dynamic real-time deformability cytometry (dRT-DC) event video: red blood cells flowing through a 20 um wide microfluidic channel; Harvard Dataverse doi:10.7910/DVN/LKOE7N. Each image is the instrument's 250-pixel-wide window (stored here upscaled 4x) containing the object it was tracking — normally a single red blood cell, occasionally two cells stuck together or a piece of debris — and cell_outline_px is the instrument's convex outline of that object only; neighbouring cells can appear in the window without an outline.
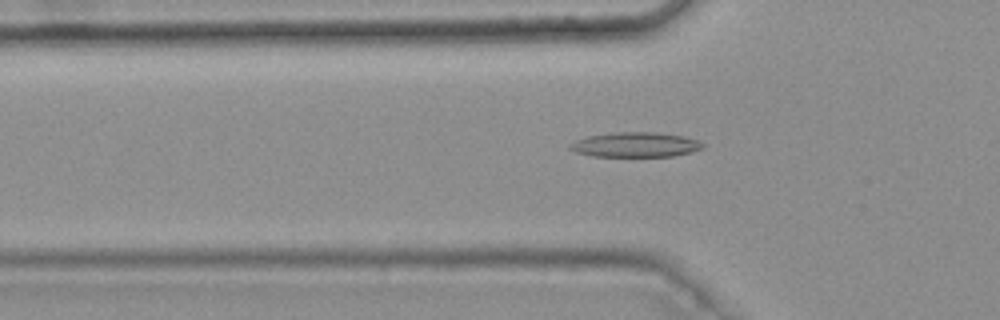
{"species": "common noctule bat (a hibernating species)", "species_latin": "Nyctalus noctula", "temperature_condition": "warm", "stored_images_in_passage": 40, "camera_frame_rate_fps": 3000, "um_per_image_px": 0.085, "animal": {"sex": "female", "body_mass_g": 25.1}, "frame": {"image": 1, "passage_image": 10, "time_ms": 3.0, "image_size_px": [1000, 320], "cell_outline_px": [[704, 148], [692, 152], [672, 156], [592, 156], [576, 152], [568, 148], [568, 144], [576, 140], [588, 136], [612, 132], [656, 132], [684, 136], [696, 140], [704, 144]], "centroid_in_image_um": [54.0, 12.29], "position_along_channel_um": 71.8, "area_um2": 19.25}}
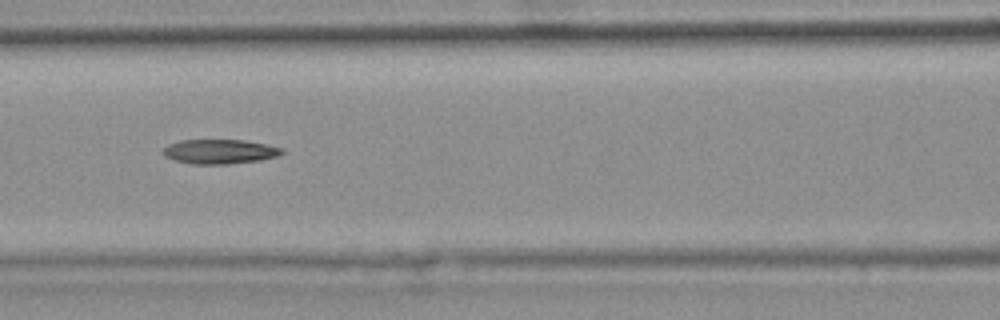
{"frame": {"image": 2, "passage_image": 16, "time_ms": 5.0, "image_size_px": [1000, 320], "cell_outline_px": [[284, 152], [276, 156], [260, 160], [228, 164], [192, 164], [176, 160], [164, 156], [160, 152], [168, 144], [180, 140], [244, 140], [284, 148]], "centroid_in_image_um": [18.64, 12.88], "position_along_channel_um": 148.0, "area_um2": 16.94}}
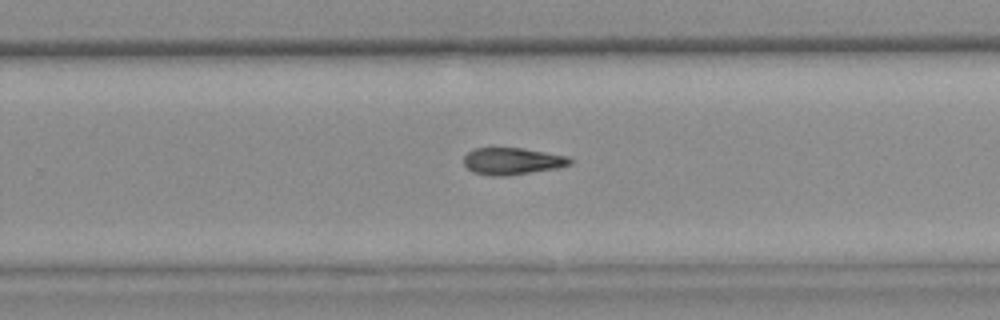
{"frame": {"image": 3, "passage_image": 27, "time_ms": 8.667, "image_size_px": [1000, 320], "cell_outline_px": [[572, 164], [556, 168], [508, 176], [492, 176], [472, 172], [464, 164], [464, 156], [472, 148], [520, 148], [568, 156], [572, 160]], "centroid_in_image_um": [43.52, 13.7], "position_along_channel_um": 286.3, "area_um2": 16.65}}